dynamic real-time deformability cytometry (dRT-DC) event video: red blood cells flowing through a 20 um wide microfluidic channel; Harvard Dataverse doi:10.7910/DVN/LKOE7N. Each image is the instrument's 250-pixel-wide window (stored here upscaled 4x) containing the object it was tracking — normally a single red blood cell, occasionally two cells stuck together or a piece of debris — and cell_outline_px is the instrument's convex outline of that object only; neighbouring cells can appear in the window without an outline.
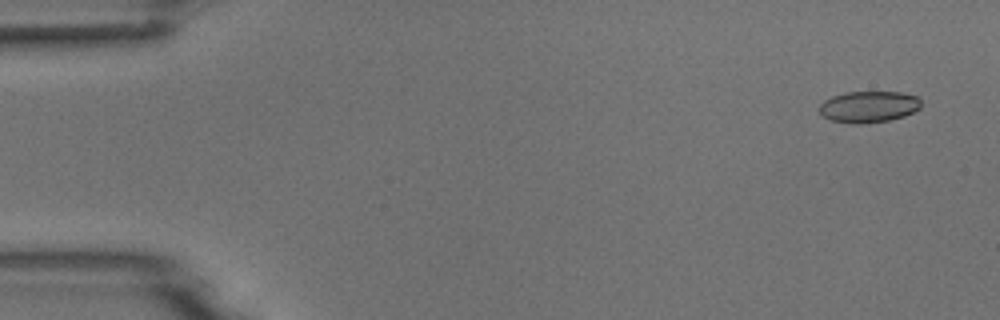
{"species": "common noctule bat (a hibernating species)", "species_latin": "Nyctalus noctula", "temperature_condition": "room temperature", "stored_images_in_passage": 4, "camera_frame_rate_fps": 3000, "um_per_image_px": 0.085, "animal": {"sex": "male", "body_mass_g": 18.8}, "frame": {"image": 1, "passage_image": 1, "time_ms": 0.0, "image_size_px": [1000, 320], "cell_outline_px": [[920, 108], [904, 116], [888, 120], [860, 124], [852, 124], [832, 120], [824, 116], [816, 108], [824, 100], [832, 96], [848, 92], [900, 92], [916, 96], [920, 100]], "centroid_in_image_um": [73.81, 9.07], "position_along_channel_um": 11.2, "area_um2": 18.55}}
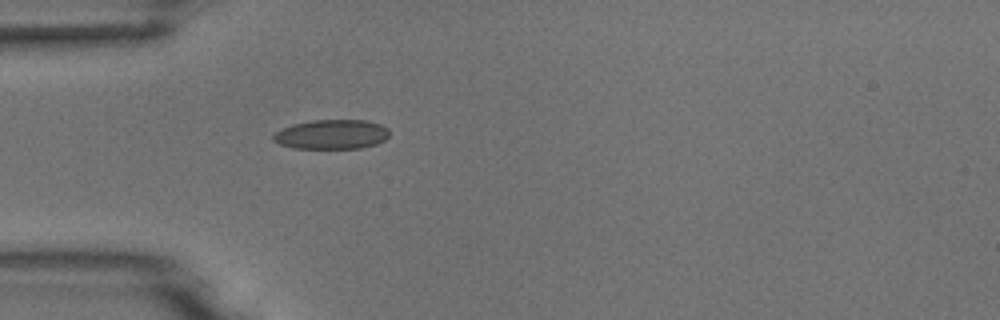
{"frame": {"image": 2, "passage_image": 4, "time_ms": 1.0, "image_size_px": [1000, 320], "cell_outline_px": [[388, 136], [384, 140], [376, 144], [360, 148], [292, 148], [280, 144], [272, 140], [272, 136], [280, 128], [292, 124], [312, 120], [364, 120], [380, 124], [388, 128]], "centroid_in_image_um": [28.15, 11.42], "position_along_channel_um": 56.8, "area_um2": 20.0}}